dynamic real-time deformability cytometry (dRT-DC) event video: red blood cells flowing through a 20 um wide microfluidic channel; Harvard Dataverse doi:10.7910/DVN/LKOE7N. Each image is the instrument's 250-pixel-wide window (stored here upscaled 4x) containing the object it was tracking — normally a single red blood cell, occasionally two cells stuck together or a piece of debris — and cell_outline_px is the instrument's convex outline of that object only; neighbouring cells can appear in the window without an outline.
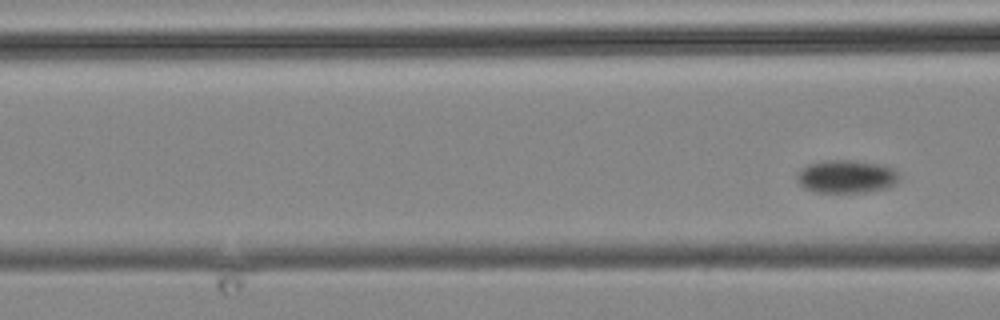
{"species": "common noctule bat (a hibernating species)", "species_latin": "Nyctalus noctula", "temperature_condition": "cold", "stored_images_in_passage": 6, "camera_frame_rate_fps": 3000, "um_per_image_px": 0.085, "animal": {"sex": "male", "body_mass_g": 19.2, "forearm_length_mm": 51.8}, "frame": {"image": 1, "passage_image": 6, "time_ms": 6.0, "image_size_px": [1000, 320], "cell_outline_px": [[900, 180], [896, 184], [884, 188], [864, 192], [816, 192], [804, 188], [796, 180], [796, 176], [800, 168], [808, 164], [824, 160], [852, 160], [880, 164], [892, 168], [900, 172]], "centroid_in_image_um": [71.94, 14.99], "position_along_channel_um": 94.7, "area_um2": 19.88}}